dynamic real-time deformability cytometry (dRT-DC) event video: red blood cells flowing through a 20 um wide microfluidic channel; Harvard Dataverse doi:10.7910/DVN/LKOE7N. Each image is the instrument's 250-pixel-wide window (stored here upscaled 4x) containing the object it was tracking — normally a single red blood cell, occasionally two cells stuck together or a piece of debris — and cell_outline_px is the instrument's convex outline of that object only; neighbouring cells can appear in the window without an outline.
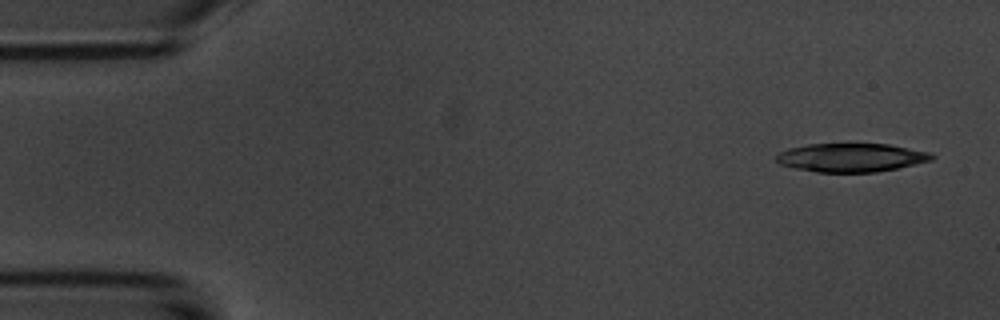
{"species": "common noctule bat (a hibernating species)", "species_latin": "Nyctalus noctula", "temperature_condition": "room temperature", "stored_images_in_passage": 6, "camera_frame_rate_fps": 3000, "um_per_image_px": 0.085, "animal": {"sex": "male", "body_mass_g": 20.1, "forearm_length_mm": 53.5}, "frame": {"image": 1, "passage_image": 1, "time_ms": 0.0, "image_size_px": [1000, 320], "cell_outline_px": [[936, 156], [932, 160], [896, 168], [876, 172], [816, 172], [792, 168], [780, 164], [776, 160], [776, 156], [780, 152], [788, 148], [808, 144], [888, 144], [928, 152]], "centroid_in_image_um": [72.31, 13.39], "position_along_channel_um": 12.7, "area_um2": 25.78}}
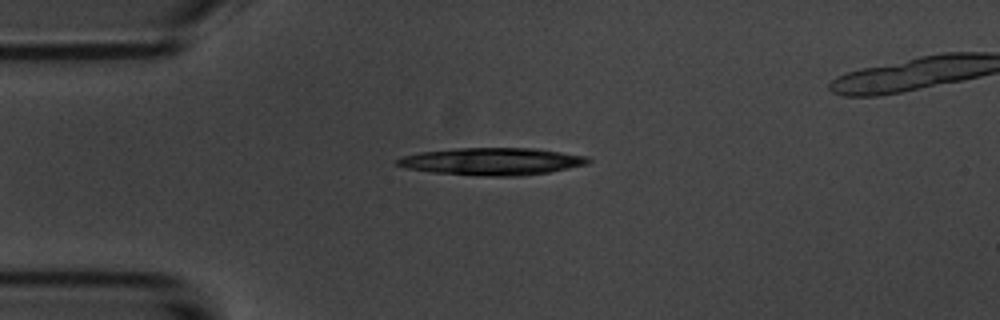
{"frame": {"image": 2, "passage_image": 4, "time_ms": 3.333, "image_size_px": [1000, 320], "cell_outline_px": [[592, 160], [588, 164], [548, 172], [516, 176], [488, 176], [432, 172], [404, 168], [396, 164], [396, 160], [400, 156], [420, 152], [456, 148], [536, 148], [588, 156]], "centroid_in_image_um": [41.81, 13.71], "position_along_channel_um": 43.2, "area_um2": 30.4}}